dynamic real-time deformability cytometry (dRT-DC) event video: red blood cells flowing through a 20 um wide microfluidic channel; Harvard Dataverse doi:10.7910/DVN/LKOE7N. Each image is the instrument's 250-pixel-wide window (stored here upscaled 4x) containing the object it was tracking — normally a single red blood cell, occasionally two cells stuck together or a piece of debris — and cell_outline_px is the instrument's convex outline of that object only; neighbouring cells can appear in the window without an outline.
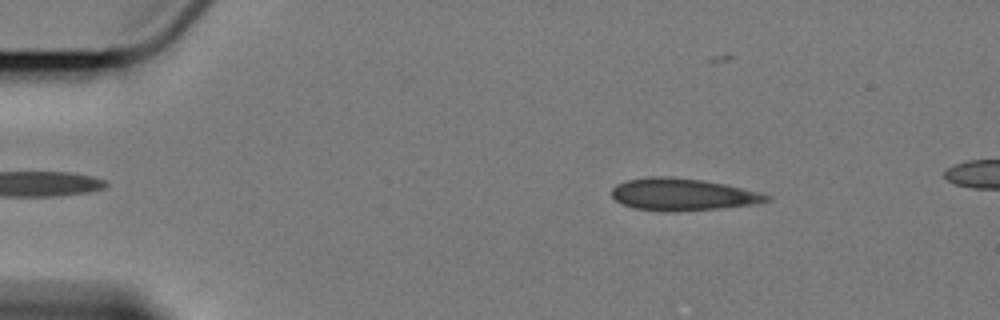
{"species": "Egyptian fruit bat (a non-hibernating species)", "species_latin": "Rousettus aegyptiacus", "temperature_condition": "cold", "stored_images_in_passage": 5, "camera_frame_rate_fps": 3000, "um_per_image_px": 0.085, "animal": {"sex": "female"}, "frame": {"image": 1, "passage_image": 2, "time_ms": 1.333, "image_size_px": [1000, 320], "cell_outline_px": [[772, 200], [760, 204], [680, 212], [664, 212], [636, 208], [624, 204], [616, 200], [612, 196], [612, 188], [616, 184], [628, 180], [648, 176], [664, 176], [700, 180], [724, 184], [760, 192], [772, 196]], "centroid_in_image_um": [58.07, 16.54], "position_along_channel_um": 26.9, "area_um2": 29.19}}